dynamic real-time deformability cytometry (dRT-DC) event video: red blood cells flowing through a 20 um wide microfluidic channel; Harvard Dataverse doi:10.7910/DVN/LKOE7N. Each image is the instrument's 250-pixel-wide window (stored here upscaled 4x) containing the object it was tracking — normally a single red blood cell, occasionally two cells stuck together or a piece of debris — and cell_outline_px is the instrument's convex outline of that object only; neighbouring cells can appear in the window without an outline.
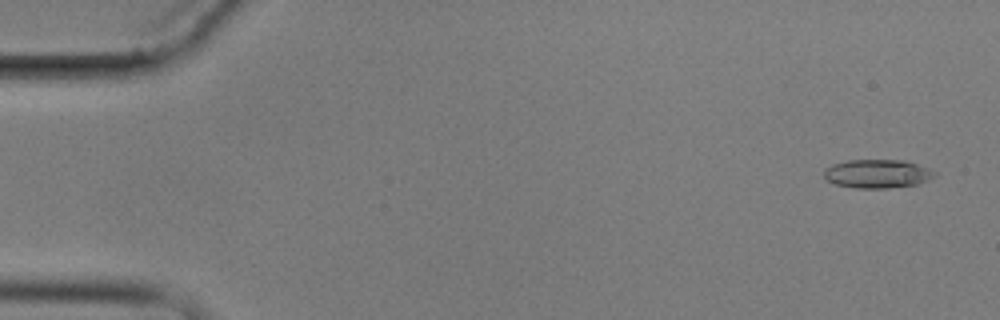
{"species": "common noctule bat (a hibernating species)", "species_latin": "Nyctalus noctula", "temperature_condition": "cold", "stored_images_in_passage": 6, "camera_frame_rate_fps": 3000, "um_per_image_px": 0.085, "animal": {"sex": "male", "body_mass_g": 17.9}, "frame": {"image": 1, "passage_image": 1, "time_ms": 0.0, "image_size_px": [1000, 320], "cell_outline_px": [[936, 176], [928, 180], [916, 184], [888, 188], [856, 188], [836, 184], [828, 180], [824, 176], [824, 168], [832, 164], [848, 160], [904, 160], [928, 168], [936, 172]], "centroid_in_image_um": [74.57, 14.76], "position_along_channel_um": 10.4, "area_um2": 18.38}}
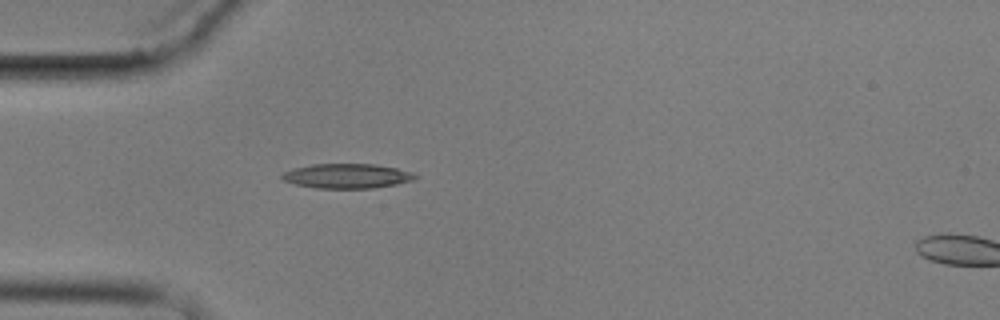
{"frame": {"image": 2, "passage_image": 5, "time_ms": 4.667, "image_size_px": [1000, 320], "cell_outline_px": [[420, 176], [412, 180], [396, 184], [372, 188], [316, 188], [296, 184], [284, 180], [280, 176], [284, 172], [292, 168], [312, 164], [376, 164], [396, 168], [412, 172]], "centroid_in_image_um": [29.5, 14.95], "position_along_channel_um": 55.5, "area_um2": 19.07}}